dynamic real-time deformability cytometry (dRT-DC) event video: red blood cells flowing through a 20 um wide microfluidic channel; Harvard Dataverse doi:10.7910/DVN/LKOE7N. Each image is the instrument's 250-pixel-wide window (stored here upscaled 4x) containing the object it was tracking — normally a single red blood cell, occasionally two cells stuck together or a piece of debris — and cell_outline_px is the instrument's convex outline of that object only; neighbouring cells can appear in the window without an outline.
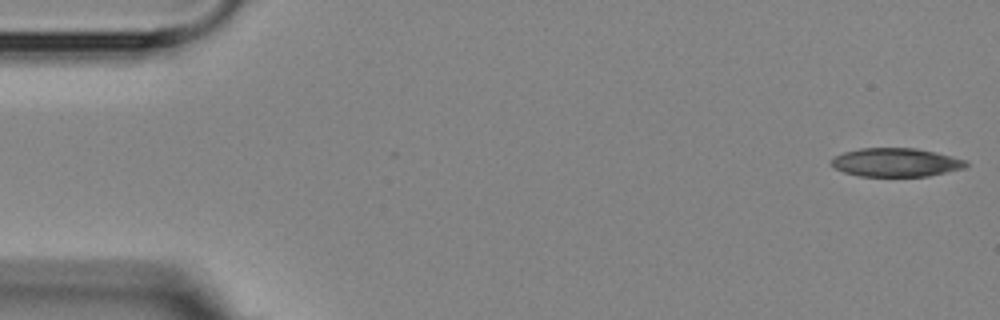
{"species": "Egyptian fruit bat (a non-hibernating species)", "species_latin": "Rousettus aegyptiacus", "temperature_condition": "room temperature", "stored_images_in_passage": 6, "segment_of_instrument_passage": [1, 2], "camera_frame_rate_fps": 3000, "um_per_image_px": 0.085, "animal": {"sex": "female"}, "frame": {"image": 1, "passage_image": 1, "time_ms": 0.0, "image_size_px": [1000, 320], "cell_outline_px": [[968, 164], [964, 168], [928, 176], [860, 176], [844, 172], [836, 168], [832, 164], [832, 160], [836, 156], [844, 152], [860, 148], [916, 148], [936, 152], [968, 160]], "centroid_in_image_um": [76.2, 13.8], "position_along_channel_um": 8.8, "area_um2": 22.31}}
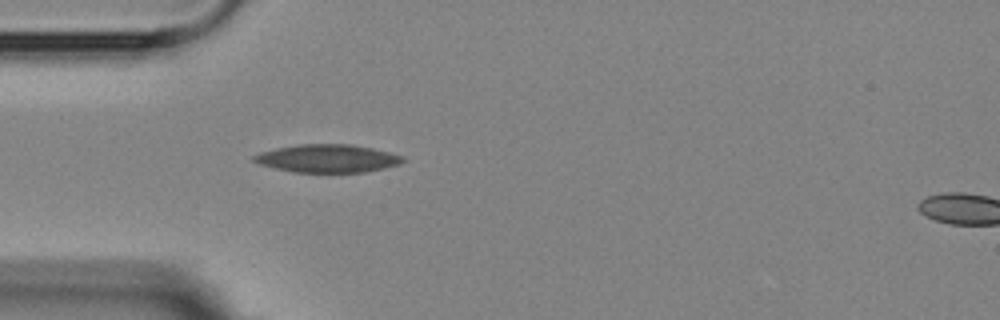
{"frame": {"image": 2, "passage_image": 5, "time_ms": 4.667, "image_size_px": [1000, 320], "cell_outline_px": [[404, 160], [400, 164], [384, 168], [364, 172], [292, 172], [260, 164], [252, 160], [252, 156], [260, 152], [276, 148], [296, 144], [352, 144], [372, 148], [404, 156]], "centroid_in_image_um": [27.83, 13.46], "position_along_channel_um": 57.2, "area_um2": 24.28}}